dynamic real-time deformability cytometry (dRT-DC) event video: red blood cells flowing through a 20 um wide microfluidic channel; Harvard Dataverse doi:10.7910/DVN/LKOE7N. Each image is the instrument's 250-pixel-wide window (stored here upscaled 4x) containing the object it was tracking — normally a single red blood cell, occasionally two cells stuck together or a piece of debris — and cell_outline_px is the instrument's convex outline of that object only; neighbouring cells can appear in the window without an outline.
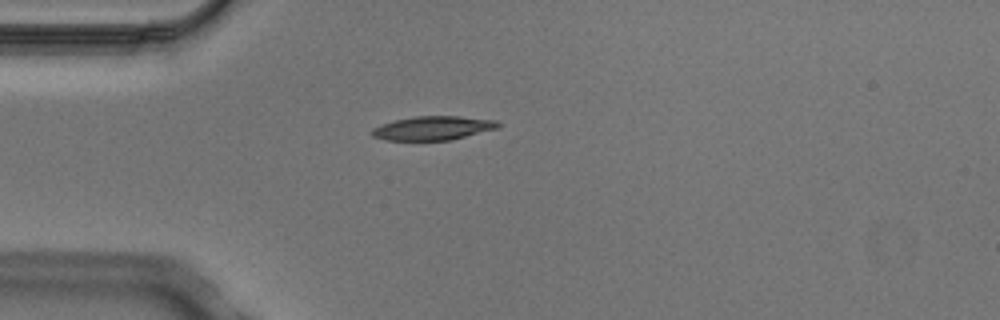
{"species": "Egyptian fruit bat (a non-hibernating species)", "species_latin": "Rousettus aegyptiacus", "temperature_condition": "cold", "stored_images_in_passage": 4, "camera_frame_rate_fps": 3000, "um_per_image_px": 0.085, "animal": {"sex": "male"}, "frame": {"image": 1, "passage_image": 3, "time_ms": 0.667, "image_size_px": [1000, 320], "cell_outline_px": [[500, 124], [496, 128], [452, 140], [388, 140], [372, 136], [368, 132], [372, 128], [396, 120], [416, 116], [460, 116], [496, 120]], "centroid_in_image_um": [36.78, 10.89], "position_along_channel_um": 48.2, "area_um2": 17.4}}